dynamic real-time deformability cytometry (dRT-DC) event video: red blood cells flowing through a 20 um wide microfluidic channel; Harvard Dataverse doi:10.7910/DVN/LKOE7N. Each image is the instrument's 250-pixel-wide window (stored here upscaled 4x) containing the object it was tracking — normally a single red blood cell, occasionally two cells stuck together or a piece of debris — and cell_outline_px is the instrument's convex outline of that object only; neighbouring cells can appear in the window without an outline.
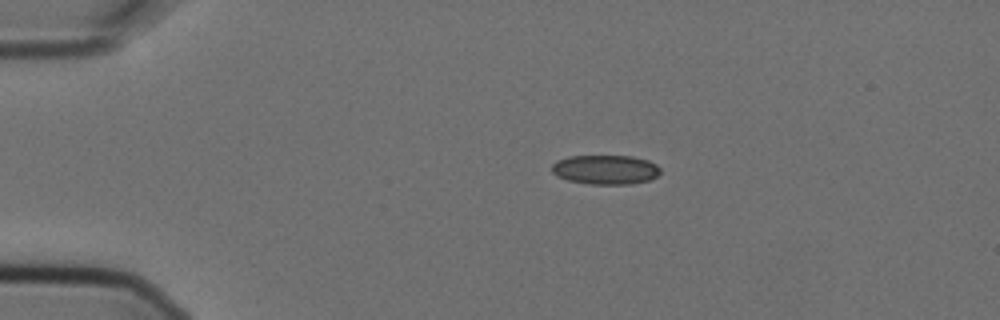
{"species": "Egyptian fruit bat (a non-hibernating species)", "species_latin": "Rousettus aegyptiacus", "temperature_condition": "cold", "stored_images_in_passage": 2, "camera_frame_rate_fps": 3000, "um_per_image_px": 0.085, "animal": {"sex": "female"}, "frame": {"image": 1, "passage_image": 1, "time_ms": 0.0, "image_size_px": [1000, 320], "cell_outline_px": [[660, 172], [656, 176], [648, 180], [632, 184], [588, 184], [568, 180], [556, 176], [552, 172], [552, 164], [556, 160], [568, 156], [632, 156], [648, 160], [656, 164], [660, 168]], "centroid_in_image_um": [51.44, 14.41], "position_along_channel_um": 33.6, "area_um2": 18.67}}